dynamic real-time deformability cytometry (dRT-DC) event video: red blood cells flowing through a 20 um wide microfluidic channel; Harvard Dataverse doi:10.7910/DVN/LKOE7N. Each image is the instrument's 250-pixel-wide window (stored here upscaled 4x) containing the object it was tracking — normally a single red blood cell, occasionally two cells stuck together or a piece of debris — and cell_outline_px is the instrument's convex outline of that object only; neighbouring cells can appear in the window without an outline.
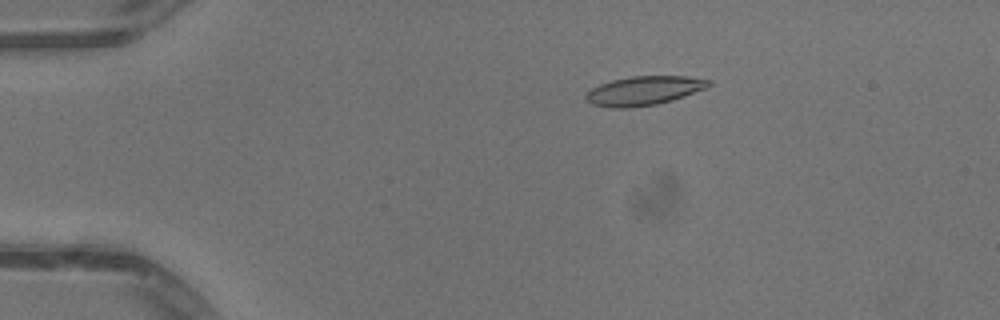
{"species": "common noctule bat (a hibernating species)", "species_latin": "Nyctalus noctula", "temperature_condition": "warm", "stored_images_in_passage": 13, "camera_frame_rate_fps": 3000, "um_per_image_px": 0.085, "animal": {"sex": "male", "body_mass_g": 13.3}, "frame": {"image": 1, "passage_image": 10, "time_ms": 3.0, "image_size_px": [1000, 320], "cell_outline_px": [[712, 84], [704, 88], [684, 96], [672, 100], [656, 104], [632, 108], [612, 108], [592, 104], [584, 96], [592, 88], [600, 84], [612, 80], [632, 76], [688, 76], [712, 80]], "centroid_in_image_um": [54.74, 7.71], "position_along_channel_um": 30.3, "area_um2": 20.69}}